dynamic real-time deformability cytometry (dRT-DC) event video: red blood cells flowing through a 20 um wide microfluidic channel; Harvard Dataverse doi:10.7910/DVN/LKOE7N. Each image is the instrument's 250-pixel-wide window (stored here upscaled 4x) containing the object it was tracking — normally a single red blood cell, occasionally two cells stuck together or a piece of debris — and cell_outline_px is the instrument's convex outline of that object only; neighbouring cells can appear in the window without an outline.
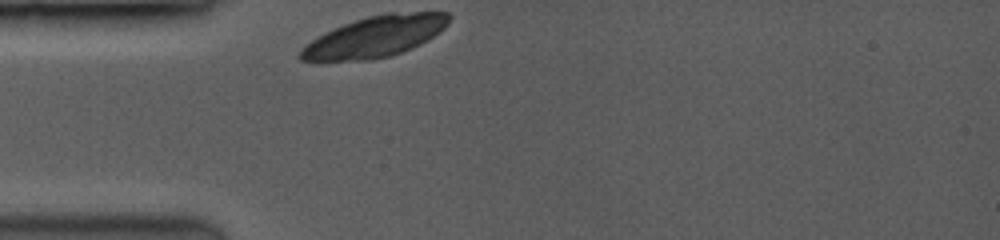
{"species": "common noctule bat (a hibernating species)", "species_latin": "Nyctalus noctula", "temperature_condition": "room temperature", "stored_images_in_passage": 32, "camera_frame_rate_fps": 3500, "um_per_image_px": 0.085, "animal": {"sex": "female", "body_mass_g": 19.0, "forearm_length_mm": 53.3}, "frame": {"image": 1, "passage_image": 1, "time_ms": 0.0, "image_size_px": [1000, 240], "cell_outline_px": [[452, 16], [448, 24], [440, 32], [420, 44], [400, 52], [388, 56], [368, 60], [300, 60], [296, 56], [300, 48], [304, 44], [344, 24], [368, 16], [388, 12], [448, 12]], "centroid_in_image_um": [31.91, 3.1], "position_along_channel_um": 53.1, "area_um2": 35.08}}